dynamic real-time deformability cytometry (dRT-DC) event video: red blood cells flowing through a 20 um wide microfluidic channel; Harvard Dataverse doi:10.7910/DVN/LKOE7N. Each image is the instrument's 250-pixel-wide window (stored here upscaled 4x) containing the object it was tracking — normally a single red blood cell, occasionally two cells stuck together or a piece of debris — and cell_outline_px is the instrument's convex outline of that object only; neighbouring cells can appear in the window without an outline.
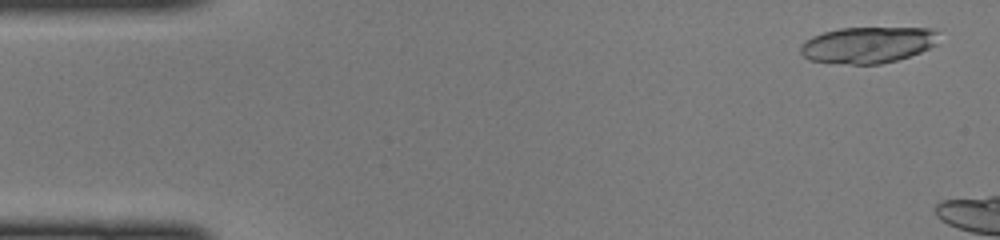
{"species": "common noctule bat (a hibernating species)", "species_latin": "Nyctalus noctula", "temperature_condition": "cold", "stored_images_in_passage": 6, "camera_frame_rate_fps": 3000, "um_per_image_px": 0.085, "animal": {"sex": "female", "body_mass_g": 22.0, "forearm_length_mm": 56.7}, "frame": {"image": 1, "passage_image": 2, "time_ms": 0.333, "image_size_px": [1000, 240], "cell_outline_px": [[936, 44], [920, 52], [896, 60], [880, 64], [852, 64], [808, 60], [800, 52], [800, 44], [812, 36], [824, 32], [840, 28], [932, 28], [936, 32]], "centroid_in_image_um": [73.72, 3.81], "position_along_channel_um": 11.3, "area_um2": 28.96}}